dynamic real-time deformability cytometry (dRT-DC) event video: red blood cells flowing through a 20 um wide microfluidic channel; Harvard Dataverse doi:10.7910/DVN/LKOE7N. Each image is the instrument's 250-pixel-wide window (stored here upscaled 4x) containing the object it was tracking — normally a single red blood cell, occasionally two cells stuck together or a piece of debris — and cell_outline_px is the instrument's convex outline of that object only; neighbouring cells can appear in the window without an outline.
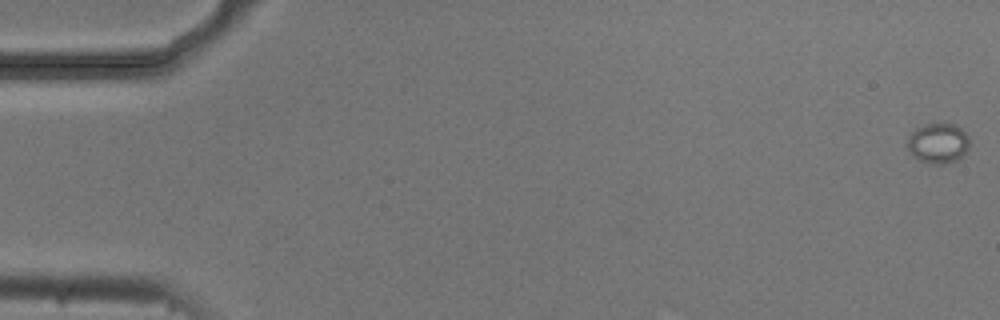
{"species": "common noctule bat (a hibernating species)", "species_latin": "Nyctalus noctula", "temperature_condition": "cold", "stored_images_in_passage": 5, "camera_frame_rate_fps": 3000, "um_per_image_px": 0.085, "animal": {"sex": "male", "body_mass_g": 20.5, "forearm_length_mm": 52.5}, "frame": {"image": 1, "passage_image": 1, "time_ms": 0.0, "image_size_px": [1000, 320], "cell_outline_px": [[968, 148], [956, 160], [944, 164], [936, 164], [920, 160], [912, 156], [908, 148], [908, 136], [916, 128], [924, 124], [956, 124], [968, 136]], "centroid_in_image_um": [79.71, 12.16], "position_along_channel_um": 5.3, "area_um2": 14.28}}